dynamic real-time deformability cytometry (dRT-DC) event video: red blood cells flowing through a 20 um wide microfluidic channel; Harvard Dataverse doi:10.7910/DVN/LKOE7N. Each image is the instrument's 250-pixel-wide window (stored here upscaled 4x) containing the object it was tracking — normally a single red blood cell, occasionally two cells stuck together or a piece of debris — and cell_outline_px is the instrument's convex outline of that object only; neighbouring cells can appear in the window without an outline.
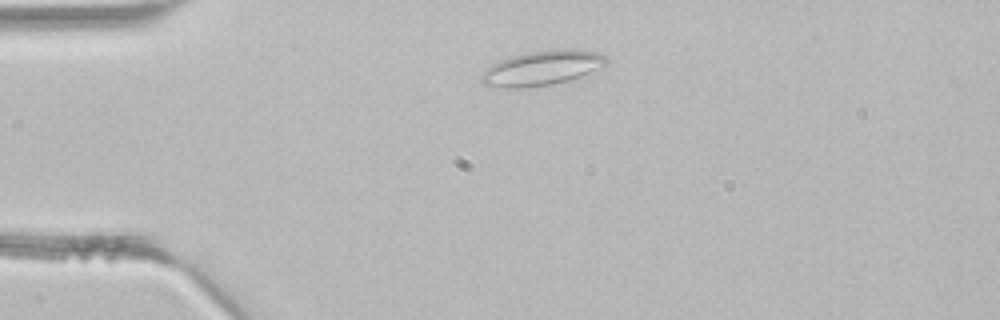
{"species": "common noctule bat (a hibernating species)", "species_latin": "Nyctalus noctula", "temperature_condition": "room temperature", "stored_images_in_passage": 2, "camera_frame_rate_fps": 3000, "um_per_image_px": 0.085, "animal": {"sex": "male", "body_mass_g": 21.5, "forearm_length_mm": 52.0}, "frame": {"image": 1, "passage_image": 1, "time_ms": 0.0, "image_size_px": [1000, 320], "cell_outline_px": [[608, 64], [580, 76], [568, 80], [552, 84], [524, 88], [504, 88], [480, 84], [480, 76], [492, 64], [500, 60], [512, 56], [528, 52], [552, 48], [580, 48], [596, 52], [604, 56], [608, 60]], "centroid_in_image_um": [46.07, 5.76], "position_along_channel_um": 38.9, "area_um2": 25.55}}